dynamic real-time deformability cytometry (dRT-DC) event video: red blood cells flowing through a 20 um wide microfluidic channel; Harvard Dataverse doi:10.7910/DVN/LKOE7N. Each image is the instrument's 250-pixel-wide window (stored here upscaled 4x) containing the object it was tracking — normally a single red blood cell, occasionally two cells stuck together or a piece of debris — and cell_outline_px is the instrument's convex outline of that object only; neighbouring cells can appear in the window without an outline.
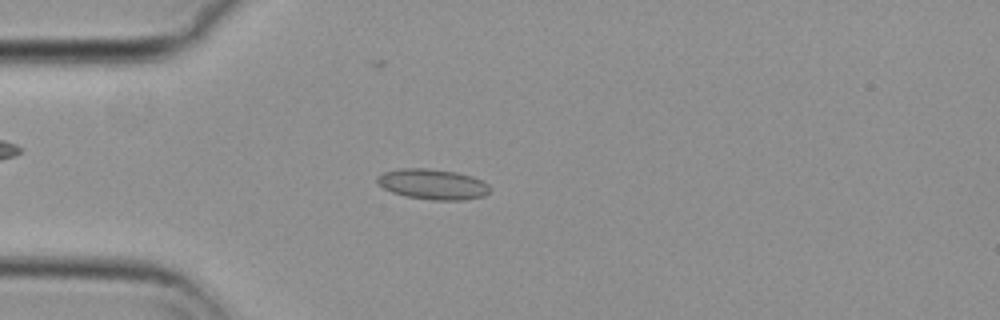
{"species": "common noctule bat (a hibernating species)", "species_latin": "Nyctalus noctula", "temperature_condition": "cold", "stored_images_in_passage": 55, "camera_frame_rate_fps": 3000, "um_per_image_px": 0.085, "animal": {"sex": "female", "body_mass_g": 29.2, "forearm_length_mm": 56.3}, "frame": {"image": 1, "passage_image": 14, "time_ms": 4.333, "image_size_px": [1000, 320], "cell_outline_px": [[492, 188], [484, 196], [464, 200], [432, 200], [404, 196], [392, 192], [376, 184], [376, 176], [384, 172], [400, 168], [428, 168], [456, 172], [472, 176], [488, 184]], "centroid_in_image_um": [36.76, 15.66], "position_along_channel_um": 48.2, "area_um2": 20.17}}
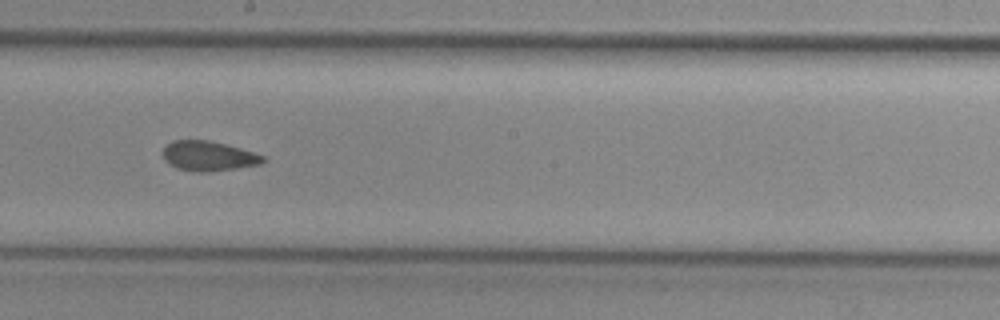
{"frame": {"image": 2, "passage_image": 30, "time_ms": 9.667, "image_size_px": [1000, 320], "cell_outline_px": [[268, 160], [260, 164], [236, 168], [208, 172], [200, 172], [176, 168], [168, 164], [164, 160], [164, 148], [172, 140], [208, 140], [240, 148], [264, 156]], "centroid_in_image_um": [17.72, 13.26], "position_along_channel_um": 230.5, "area_um2": 17.28}}
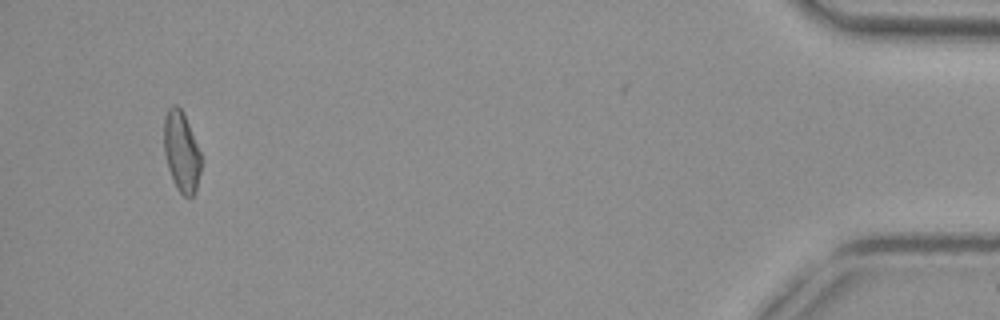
{"frame": {"image": 3, "passage_image": 52, "time_ms": 17.0, "image_size_px": [1000, 320], "cell_outline_px": [[200, 172], [196, 192], [188, 200], [176, 188], [172, 180], [168, 168], [164, 152], [164, 116], [168, 108], [172, 104], [176, 104], [184, 112], [200, 152]], "centroid_in_image_um": [15.41, 12.9], "position_along_channel_um": 419.8, "area_um2": 17.57}, "authors_computed_cell_mechanics": {"area_um2": 18.0914, "velocity_mm_per_s": 3.6833, "shape_relaxation_time_tau1_ms": null, "shape_relaxation_time_tau2_ms": 2.8965, "deformation_change_tau1": null, "deformation_change_tau2": 0.0784}}